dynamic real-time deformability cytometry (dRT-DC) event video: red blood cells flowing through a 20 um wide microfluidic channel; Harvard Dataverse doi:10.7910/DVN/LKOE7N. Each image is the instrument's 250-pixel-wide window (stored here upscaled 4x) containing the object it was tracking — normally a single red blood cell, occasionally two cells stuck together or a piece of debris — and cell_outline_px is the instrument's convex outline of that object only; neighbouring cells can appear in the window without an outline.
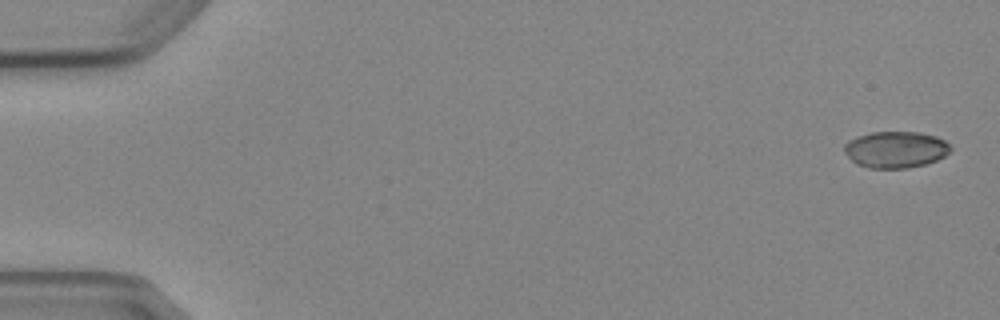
{"species": "Egyptian fruit bat (a non-hibernating species)", "species_latin": "Rousettus aegyptiacus", "temperature_condition": "cold", "stored_images_in_passage": 5, "camera_frame_rate_fps": 3000, "um_per_image_px": 0.085, "animal": {"sex": "female"}, "frame": {"image": 1, "passage_image": 1, "time_ms": 0.0, "image_size_px": [1000, 320], "cell_outline_px": [[952, 148], [944, 156], [936, 160], [924, 164], [908, 168], [868, 168], [856, 164], [844, 152], [844, 144], [848, 140], [856, 136], [872, 132], [920, 132], [936, 136], [944, 140]], "centroid_in_image_um": [76.1, 12.71], "position_along_channel_um": 8.9, "area_um2": 22.66}}
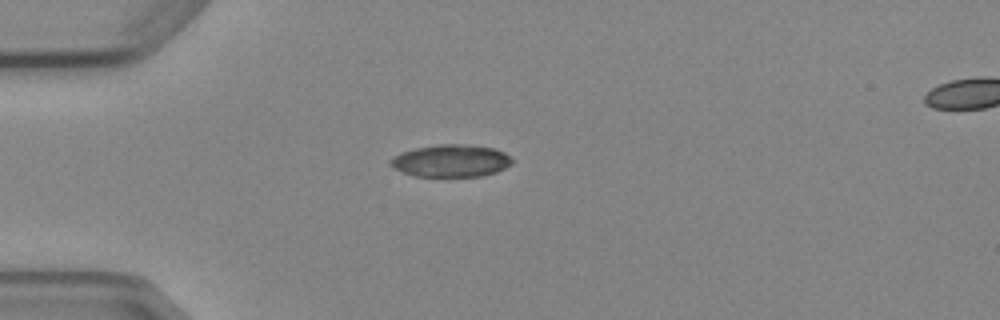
{"frame": {"image": 2, "passage_image": 4, "time_ms": 4.333, "image_size_px": [1000, 320], "cell_outline_px": [[512, 164], [496, 172], [480, 176], [412, 176], [388, 164], [388, 160], [392, 156], [400, 152], [416, 148], [440, 144], [468, 144], [492, 148], [504, 152], [512, 160]], "centroid_in_image_um": [38.3, 13.66], "position_along_channel_um": 46.7, "area_um2": 22.89}}